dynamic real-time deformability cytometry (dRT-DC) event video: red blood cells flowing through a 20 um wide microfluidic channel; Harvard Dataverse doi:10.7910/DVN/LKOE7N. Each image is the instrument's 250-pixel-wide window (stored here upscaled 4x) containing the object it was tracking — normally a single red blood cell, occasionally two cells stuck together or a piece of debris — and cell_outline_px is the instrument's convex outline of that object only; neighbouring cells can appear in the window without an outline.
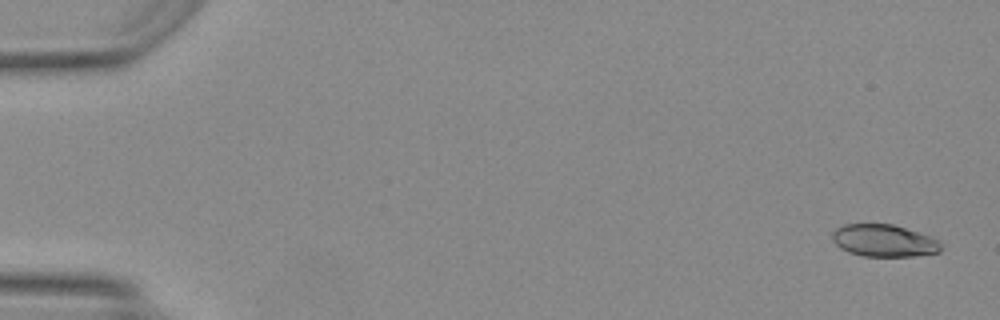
{"species": "Egyptian fruit bat (a non-hibernating species)", "species_latin": "Rousettus aegyptiacus", "temperature_condition": "warm", "stored_images_in_passage": 51, "segment_of_instrument_passage": [1, 2], "camera_frame_rate_fps": 3000, "um_per_image_px": 0.085, "animal": {"sex": "female"}, "frame": {"image": 1, "passage_image": 2, "time_ms": 0.333, "image_size_px": [1000, 320], "cell_outline_px": [[940, 252], [916, 256], [864, 256], [848, 252], [840, 248], [832, 240], [832, 232], [836, 228], [844, 224], [892, 224], [932, 236], [940, 240]], "centroid_in_image_um": [75.14, 20.45], "position_along_channel_um": 9.9, "area_um2": 20.52}}
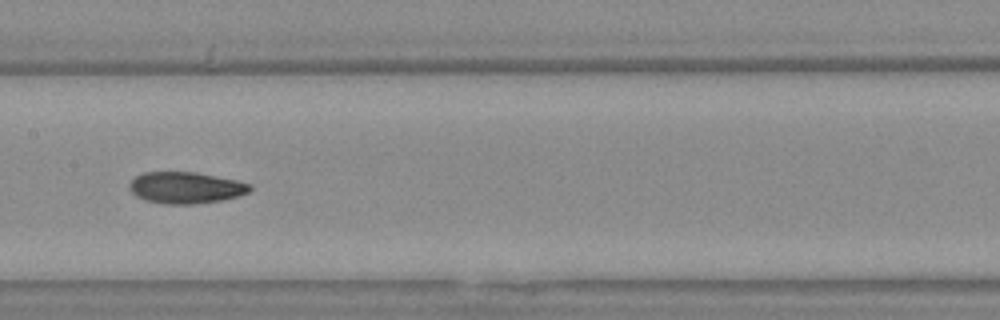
{"frame": {"image": 2, "passage_image": 26, "time_ms": 8.333, "image_size_px": [1000, 320], "cell_outline_px": [[252, 188], [248, 192], [236, 196], [220, 200], [192, 204], [164, 204], [144, 200], [136, 196], [128, 188], [128, 184], [136, 176], [144, 172], [196, 172], [236, 180], [252, 184]], "centroid_in_image_um": [15.75, 15.95], "position_along_channel_um": 191.6, "area_um2": 22.08}}
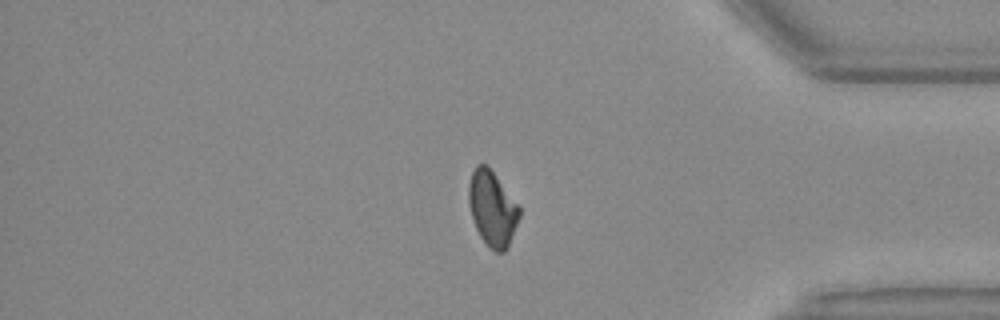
{"frame": {"image": 3, "passage_image": 42, "time_ms": 13.667, "image_size_px": [1000, 320], "cell_outline_px": [[520, 216], [508, 248], [504, 252], [496, 252], [488, 248], [480, 236], [476, 228], [468, 204], [468, 184], [472, 172], [476, 164], [484, 164], [492, 172], [520, 208]], "centroid_in_image_um": [41.83, 17.77], "position_along_channel_um": 393.4, "area_um2": 21.91}}